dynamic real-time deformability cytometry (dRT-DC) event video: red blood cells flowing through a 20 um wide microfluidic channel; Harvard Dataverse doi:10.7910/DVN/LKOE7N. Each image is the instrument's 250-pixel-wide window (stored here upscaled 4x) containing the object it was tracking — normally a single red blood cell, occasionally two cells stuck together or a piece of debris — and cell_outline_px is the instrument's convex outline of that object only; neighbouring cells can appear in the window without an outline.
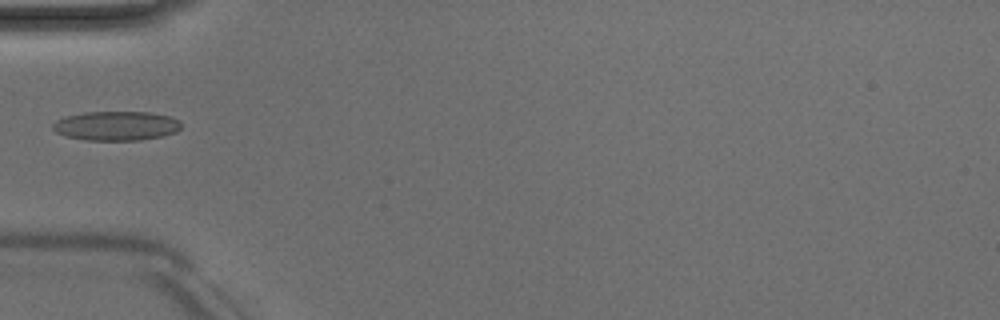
{"species": "Egyptian fruit bat (a non-hibernating species)", "species_latin": "Rousettus aegyptiacus", "temperature_condition": "room temperature", "stored_images_in_passage": 3, "camera_frame_rate_fps": 3000, "um_per_image_px": 0.085, "animal": {"sex": "male"}, "frame": {"image": 1, "passage_image": 2, "time_ms": 1.333, "image_size_px": [1000, 320], "cell_outline_px": [[180, 128], [176, 132], [160, 136], [140, 140], [84, 140], [64, 136], [56, 132], [52, 128], [52, 124], [56, 120], [64, 116], [84, 112], [152, 112], [168, 116], [180, 120]], "centroid_in_image_um": [9.84, 10.69], "position_along_channel_um": 75.2, "area_um2": 22.02}}